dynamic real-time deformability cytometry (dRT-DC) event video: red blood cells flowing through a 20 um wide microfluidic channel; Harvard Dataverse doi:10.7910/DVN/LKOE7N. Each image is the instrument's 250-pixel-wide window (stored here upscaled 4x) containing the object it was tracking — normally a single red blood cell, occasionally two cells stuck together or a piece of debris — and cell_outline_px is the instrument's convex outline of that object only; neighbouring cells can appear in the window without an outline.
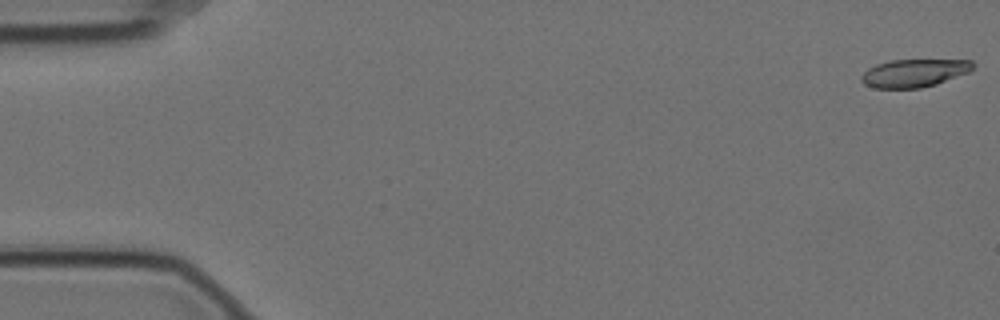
{"species": "Egyptian fruit bat (a non-hibernating species)", "species_latin": "Rousettus aegyptiacus", "temperature_condition": "cold", "stored_images_in_passage": 58, "camera_frame_rate_fps": 3000, "um_per_image_px": 0.085, "animal": {"sex": "female"}, "frame": {"image": 1, "passage_image": 1, "time_ms": 0.0, "image_size_px": [1000, 320], "cell_outline_px": [[976, 64], [968, 72], [936, 84], [920, 88], [872, 88], [864, 84], [860, 80], [860, 76], [868, 68], [876, 64], [892, 60], [972, 60]], "centroid_in_image_um": [77.67, 6.21], "position_along_channel_um": 7.3, "area_um2": 18.15}}
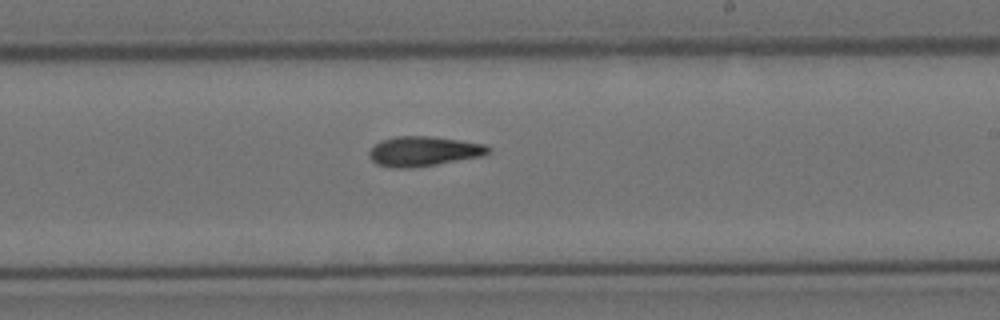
{"frame": {"image": 2, "passage_image": 34, "time_ms": 11.0, "image_size_px": [1000, 320], "cell_outline_px": [[492, 152], [484, 156], [412, 168], [392, 168], [376, 164], [368, 156], [368, 152], [380, 140], [396, 136], [432, 136], [460, 140], [484, 144], [492, 148]], "centroid_in_image_um": [36.02, 12.86], "position_along_channel_um": 253.0, "area_um2": 20.92}}
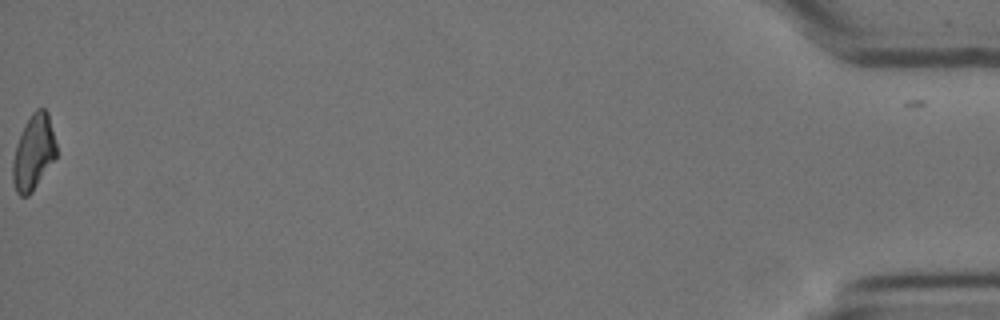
{"frame": {"image": 3, "passage_image": 58, "time_ms": 19.0, "image_size_px": [1000, 320], "cell_outline_px": [[56, 156], [32, 192], [28, 196], [20, 196], [16, 192], [12, 180], [12, 160], [16, 144], [24, 124], [32, 112], [36, 108], [44, 108], [48, 112], [56, 144]], "centroid_in_image_um": [2.82, 12.94], "position_along_channel_um": 432.4, "area_um2": 19.13}, "authors_computed_cell_mechanics": {"area_um2": 19.941, "velocity_mm_per_s": 3.5188, "shape_relaxation_time_tau1_ms": 8.1317, "shape_relaxation_time_tau2_ms": 8.1366, "deformation_change_tau1": 0.2047, "deformation_change_tau2": 0.1612}}